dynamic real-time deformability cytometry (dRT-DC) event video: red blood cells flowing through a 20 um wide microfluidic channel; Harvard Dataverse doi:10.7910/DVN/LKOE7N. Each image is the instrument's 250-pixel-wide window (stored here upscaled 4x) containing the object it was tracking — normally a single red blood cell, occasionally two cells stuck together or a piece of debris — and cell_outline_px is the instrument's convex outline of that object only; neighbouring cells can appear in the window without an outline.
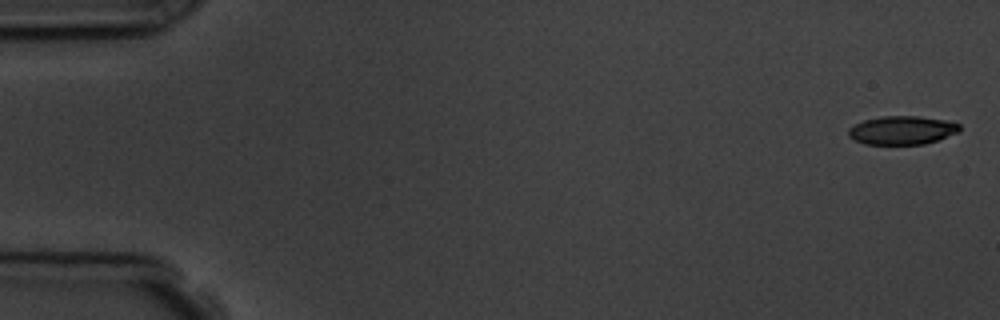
{"species": "common noctule bat (a hibernating species)", "species_latin": "Nyctalus noctula", "temperature_condition": "room temperature", "stored_images_in_passage": 5, "camera_frame_rate_fps": 3000, "um_per_image_px": 0.085, "animal": {"sex": "male", "body_mass_g": 19.5, "forearm_length_mm": 54.6}, "frame": {"image": 1, "passage_image": 1, "time_ms": 0.0, "image_size_px": [1000, 320], "cell_outline_px": [[960, 132], [924, 144], [864, 144], [848, 136], [848, 128], [864, 120], [880, 116], [920, 116], [948, 120], [960, 124]], "centroid_in_image_um": [76.69, 11.06], "position_along_channel_um": 8.3, "area_um2": 18.55}}
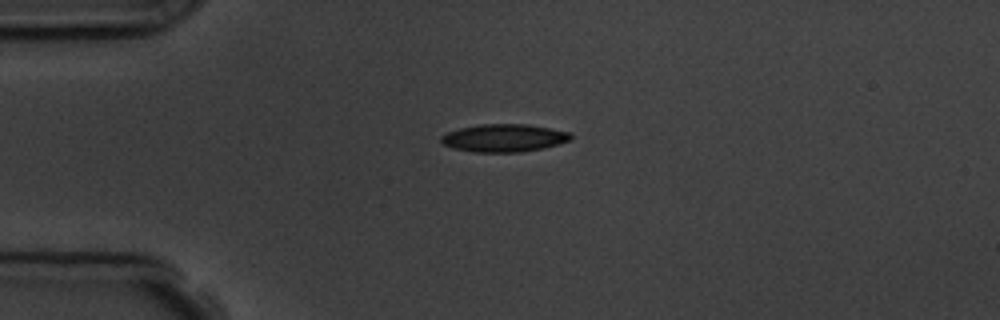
{"frame": {"image": 2, "passage_image": 4, "time_ms": 4.0, "image_size_px": [1000, 320], "cell_outline_px": [[572, 140], [544, 148], [520, 152], [472, 152], [452, 148], [444, 144], [440, 140], [440, 136], [448, 132], [460, 128], [480, 124], [528, 124], [572, 132]], "centroid_in_image_um": [42.86, 11.73], "position_along_channel_um": 42.1, "area_um2": 21.15}}